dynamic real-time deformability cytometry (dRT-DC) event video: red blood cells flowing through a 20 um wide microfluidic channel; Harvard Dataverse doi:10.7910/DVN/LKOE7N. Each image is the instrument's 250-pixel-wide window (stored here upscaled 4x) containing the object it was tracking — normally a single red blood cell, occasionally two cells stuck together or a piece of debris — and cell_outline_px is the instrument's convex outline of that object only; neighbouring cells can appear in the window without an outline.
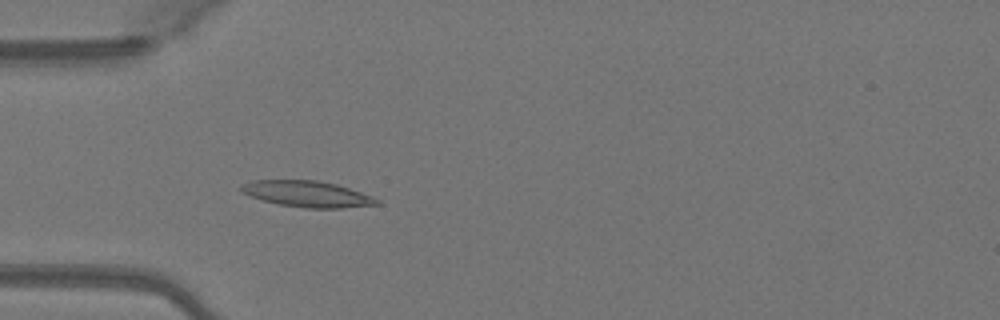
{"species": "Egyptian fruit bat (a non-hibernating species)", "species_latin": "Rousettus aegyptiacus", "temperature_condition": "warm", "stored_images_in_passage": 50, "camera_frame_rate_fps": 3000, "um_per_image_px": 0.085, "animal": {"sex": "female"}, "frame": {"image": 1, "passage_image": 15, "time_ms": 4.667, "image_size_px": [1000, 320], "cell_outline_px": [[380, 204], [340, 208], [304, 208], [280, 204], [264, 200], [252, 196], [244, 192], [240, 188], [240, 184], [252, 180], [316, 180], [336, 184], [372, 196], [380, 200]], "centroid_in_image_um": [26.13, 16.48], "position_along_channel_um": 58.9, "area_um2": 20.4}}
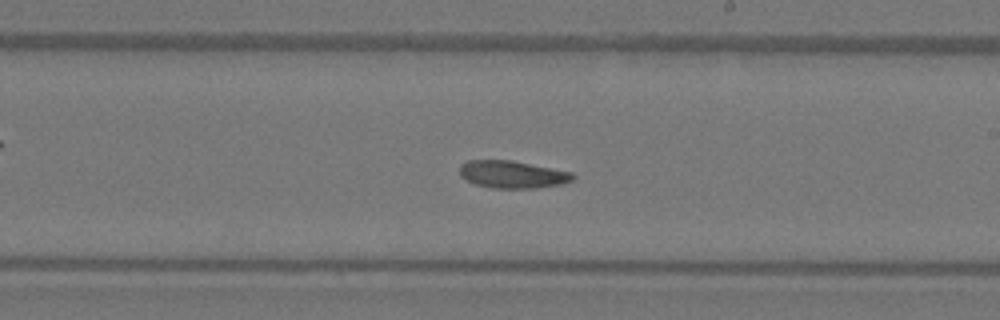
{"frame": {"image": 2, "passage_image": 29, "time_ms": 9.333, "image_size_px": [1000, 320], "cell_outline_px": [[576, 176], [572, 180], [560, 184], [536, 188], [492, 188], [472, 184], [460, 176], [460, 164], [468, 160], [512, 160], [572, 172]], "centroid_in_image_um": [43.52, 14.82], "position_along_channel_um": 245.5, "area_um2": 18.21}}
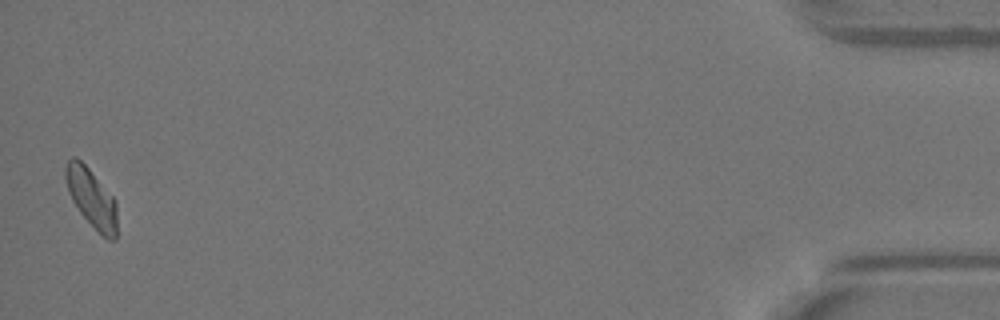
{"frame": {"image": 3, "passage_image": 49, "time_ms": 16.0, "image_size_px": [1000, 320], "cell_outline_px": [[116, 240], [108, 240], [80, 212], [72, 200], [68, 192], [64, 176], [64, 168], [68, 160], [72, 156], [76, 156], [88, 168], [116, 200]], "centroid_in_image_um": [7.75, 16.79], "position_along_channel_um": 427.4, "area_um2": 17.4}, "authors_computed_cell_mechanics": {"area_um2": 18.4671, "velocity_mm_per_s": 4.0795, "shape_relaxation_time_tau1_ms": 6.0135, "shape_relaxation_time_tau2_ms": 8.2796, "deformation_change_tau1": 0.15, "deformation_change_tau2": 0.1251}}